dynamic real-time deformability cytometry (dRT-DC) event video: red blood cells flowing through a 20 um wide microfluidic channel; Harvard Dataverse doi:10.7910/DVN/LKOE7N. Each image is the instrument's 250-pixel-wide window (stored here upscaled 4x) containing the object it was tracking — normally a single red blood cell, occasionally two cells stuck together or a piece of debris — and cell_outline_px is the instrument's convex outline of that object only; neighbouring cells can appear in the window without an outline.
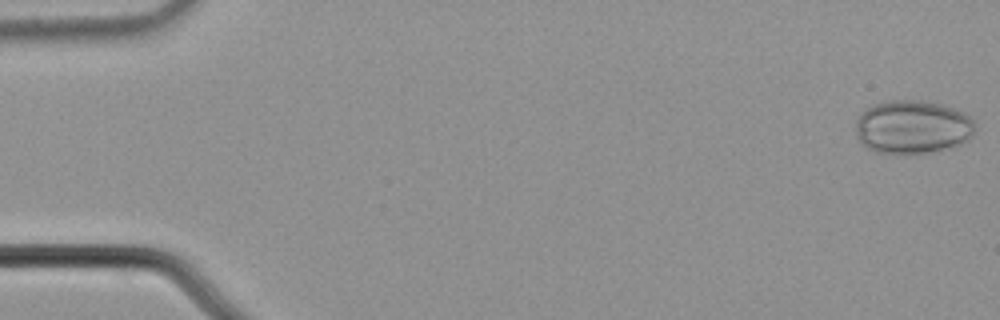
{"species": "common noctule bat (a hibernating species)", "species_latin": "Nyctalus noctula", "temperature_condition": "cold", "stored_images_in_passage": 8, "camera_frame_rate_fps": 3000, "um_per_image_px": 0.085, "animal": {"sex": "male", "body_mass_g": 21.5, "forearm_length_mm": 52.0}, "frame": {"image": 1, "passage_image": 1, "time_ms": 0.0, "image_size_px": [1000, 320], "cell_outline_px": [[976, 128], [972, 136], [968, 140], [956, 148], [932, 152], [876, 152], [860, 144], [856, 136], [856, 120], [872, 104], [892, 100], [920, 100], [944, 104], [964, 112], [972, 120]], "centroid_in_image_um": [77.61, 10.79], "position_along_channel_um": 7.4, "area_um2": 37.45}}
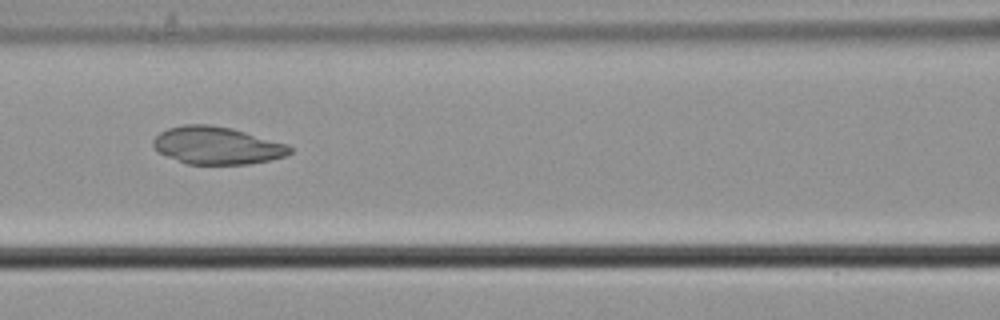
{"frame": {"image": 2, "passage_image": 7, "time_ms": 2.0, "image_size_px": [1000, 320], "cell_outline_px": [[292, 152], [284, 156], [272, 160], [248, 164], [188, 164], [168, 156], [160, 152], [152, 144], [152, 140], [160, 132], [168, 128], [184, 124], [208, 124], [232, 128], [288, 144], [292, 148]], "centroid_in_image_um": [18.47, 12.36], "position_along_channel_um": 148.1, "area_um2": 29.82}}
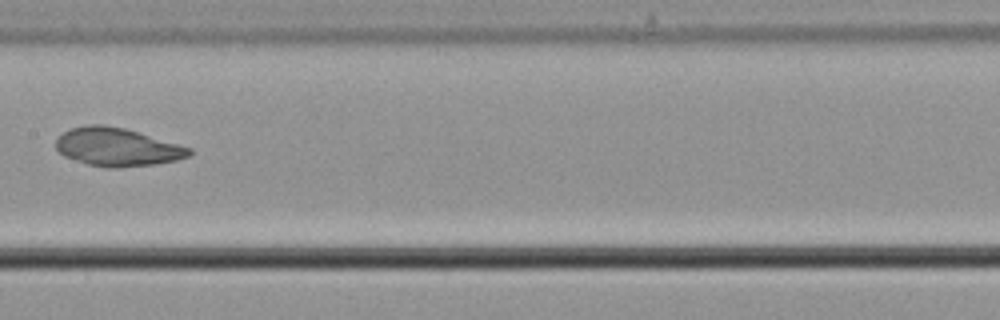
{"frame": {"image": 3, "passage_image": 8, "time_ms": 2.333, "image_size_px": [1000, 320], "cell_outline_px": [[192, 152], [188, 156], [176, 160], [156, 164], [116, 168], [104, 168], [88, 164], [64, 156], [56, 148], [56, 140], [64, 132], [72, 128], [88, 124], [104, 124], [124, 128], [192, 148]], "centroid_in_image_um": [9.96, 12.5], "position_along_channel_um": 197.4, "area_um2": 29.54}}